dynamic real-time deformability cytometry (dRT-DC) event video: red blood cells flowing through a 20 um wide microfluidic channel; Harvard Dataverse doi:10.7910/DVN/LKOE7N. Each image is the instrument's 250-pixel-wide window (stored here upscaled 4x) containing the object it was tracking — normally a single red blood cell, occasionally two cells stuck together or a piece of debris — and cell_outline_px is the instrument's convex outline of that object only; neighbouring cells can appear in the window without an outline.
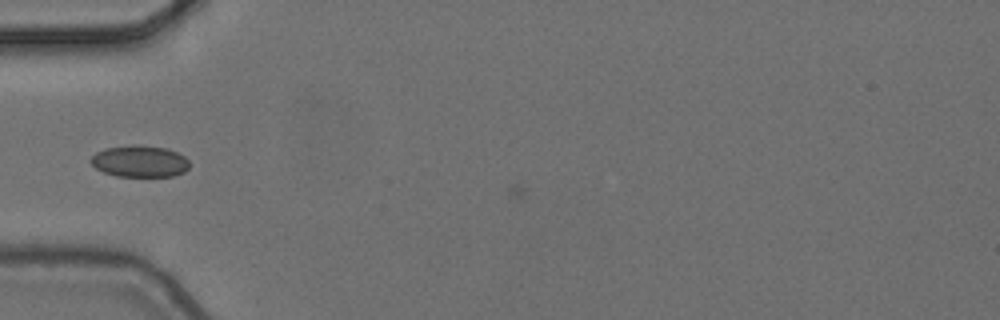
{"species": "common noctule bat (a hibernating species)", "species_latin": "Nyctalus noctula", "temperature_condition": "cold", "stored_images_in_passage": 1, "camera_frame_rate_fps": 3000, "um_per_image_px": 0.085, "animal": {"sex": "female", "body_mass_g": 24.6, "forearm_length_mm": 56.2}, "frame": {"image": 1, "passage_image": 1, "time_ms": 0.0, "image_size_px": [1000, 320], "cell_outline_px": [[188, 168], [184, 172], [172, 176], [116, 176], [104, 172], [96, 168], [88, 160], [96, 152], [104, 148], [140, 144], [168, 148], [184, 156], [188, 160]], "centroid_in_image_um": [11.86, 13.7], "position_along_channel_um": 73.1, "area_um2": 18.26}}